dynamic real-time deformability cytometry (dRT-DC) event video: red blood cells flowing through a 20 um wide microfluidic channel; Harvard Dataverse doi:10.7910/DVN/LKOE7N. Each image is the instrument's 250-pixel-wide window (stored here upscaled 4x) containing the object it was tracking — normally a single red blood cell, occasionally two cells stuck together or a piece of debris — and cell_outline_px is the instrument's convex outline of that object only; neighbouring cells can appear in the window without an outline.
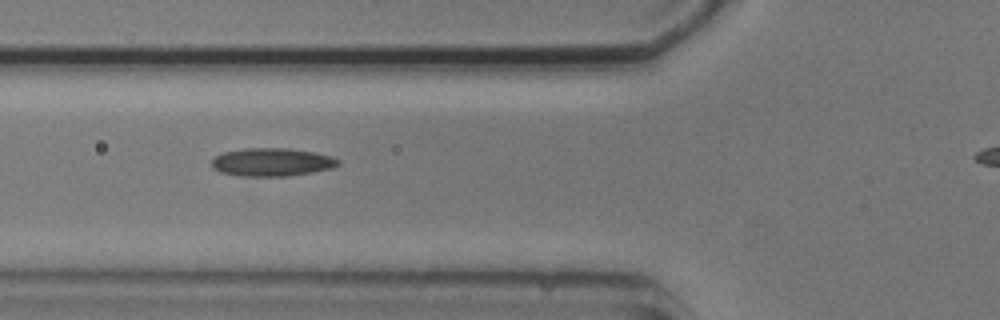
{"species": "common noctule bat (a hibernating species)", "species_latin": "Nyctalus noctula", "temperature_condition": "cold", "stored_images_in_passage": 10, "camera_frame_rate_fps": 3000, "um_per_image_px": 0.085, "animal": {"sex": "male", "body_mass_g": 20.5, "forearm_length_mm": 52.5}, "frame": {"image": 1, "passage_image": 6, "time_ms": 6.333, "image_size_px": [1000, 320], "cell_outline_px": [[340, 164], [332, 168], [312, 172], [288, 176], [240, 176], [220, 172], [212, 168], [212, 160], [216, 156], [224, 152], [244, 148], [288, 148], [316, 152], [332, 156], [340, 160]], "centroid_in_image_um": [23.13, 13.78], "position_along_channel_um": 102.7, "area_um2": 20.87}}
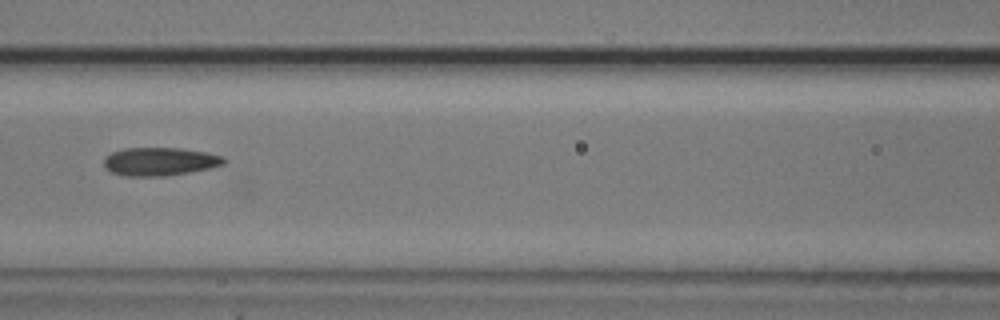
{"frame": {"image": 2, "passage_image": 7, "time_ms": 7.667, "image_size_px": [1000, 320], "cell_outline_px": [[228, 160], [224, 164], [208, 168], [188, 172], [164, 176], [124, 176], [112, 172], [104, 168], [104, 156], [112, 152], [124, 148], [180, 148], [208, 152], [224, 156]], "centroid_in_image_um": [13.58, 13.72], "position_along_channel_um": 153.0, "area_um2": 19.88}}